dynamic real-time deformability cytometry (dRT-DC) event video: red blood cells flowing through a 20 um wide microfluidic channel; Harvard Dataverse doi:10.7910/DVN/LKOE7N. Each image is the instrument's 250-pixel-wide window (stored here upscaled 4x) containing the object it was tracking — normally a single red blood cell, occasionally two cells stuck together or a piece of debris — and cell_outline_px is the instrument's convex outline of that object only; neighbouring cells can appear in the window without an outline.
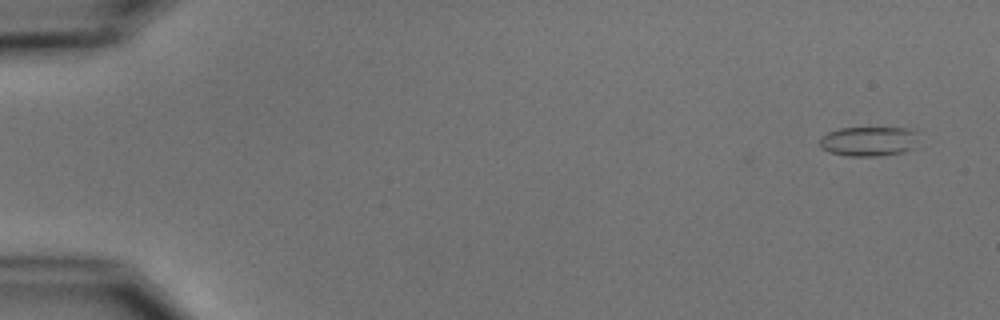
{"species": "common noctule bat (a hibernating species)", "species_latin": "Nyctalus noctula", "temperature_condition": "cold", "stored_images_in_passage": 5, "camera_frame_rate_fps": 3000, "um_per_image_px": 0.085, "animal": {"sex": "male", "body_mass_g": 15.6}, "frame": {"image": 1, "passage_image": 1, "time_ms": 0.0, "image_size_px": [1000, 320], "cell_outline_px": [[916, 148], [904, 152], [876, 156], [848, 156], [828, 152], [820, 148], [820, 136], [828, 132], [840, 128], [904, 128], [916, 132]], "centroid_in_image_um": [73.81, 12.02], "position_along_channel_um": 11.2, "area_um2": 17.17}}
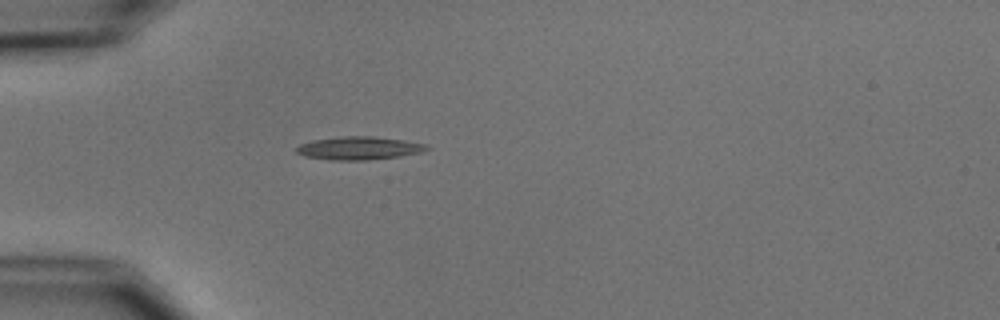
{"frame": {"image": 2, "passage_image": 5, "time_ms": 4.667, "image_size_px": [1000, 320], "cell_outline_px": [[432, 148], [424, 152], [400, 156], [368, 160], [332, 160], [304, 156], [296, 152], [296, 148], [300, 144], [312, 140], [340, 136], [372, 136], [404, 140], [428, 144]], "centroid_in_image_um": [30.56, 12.59], "position_along_channel_um": 54.4, "area_um2": 17.74}}